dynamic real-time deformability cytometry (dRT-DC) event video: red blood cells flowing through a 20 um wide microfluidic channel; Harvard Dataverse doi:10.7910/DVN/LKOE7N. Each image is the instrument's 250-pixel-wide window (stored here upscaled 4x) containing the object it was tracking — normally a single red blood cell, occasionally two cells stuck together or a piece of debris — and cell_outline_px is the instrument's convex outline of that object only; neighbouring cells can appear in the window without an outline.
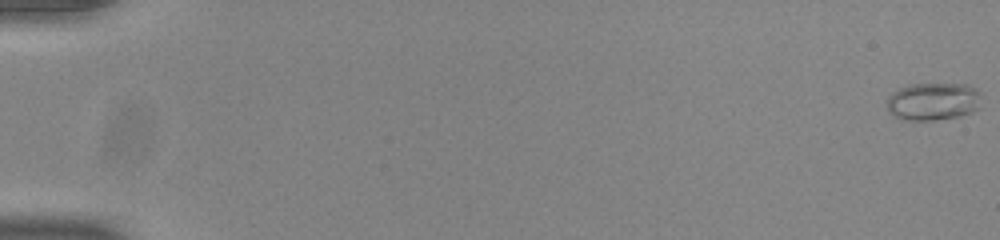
{"species": "common noctule bat (a hibernating species)", "species_latin": "Nyctalus noctula", "temperature_condition": "room temperature", "stored_images_in_passage": 55, "camera_frame_rate_fps": 3000, "um_per_image_px": 0.085, "animal": {"sex": "male", "body_mass_g": 20.0, "forearm_length_mm": 53.3}, "frame": {"image": 1, "passage_image": 1, "time_ms": 0.0, "image_size_px": [1000, 240], "cell_outline_px": [[980, 108], [972, 112], [960, 116], [932, 120], [908, 120], [892, 116], [888, 112], [888, 96], [892, 92], [900, 88], [912, 84], [968, 84], [976, 88], [980, 92]], "centroid_in_image_um": [79.34, 8.62], "position_along_channel_um": 5.7, "area_um2": 20.92}}
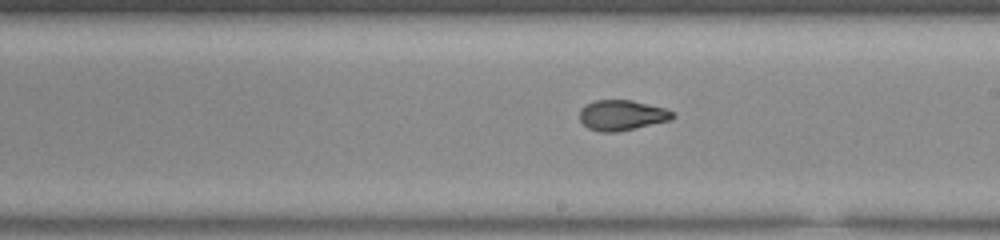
{"frame": {"image": 2, "passage_image": 33, "time_ms": 10.667, "image_size_px": [1000, 240], "cell_outline_px": [[676, 116], [672, 120], [616, 132], [600, 132], [588, 128], [580, 120], [580, 108], [584, 104], [592, 100], [632, 100], [664, 108], [672, 112]], "centroid_in_image_um": [52.84, 9.79], "position_along_channel_um": 236.2, "area_um2": 16.53}}
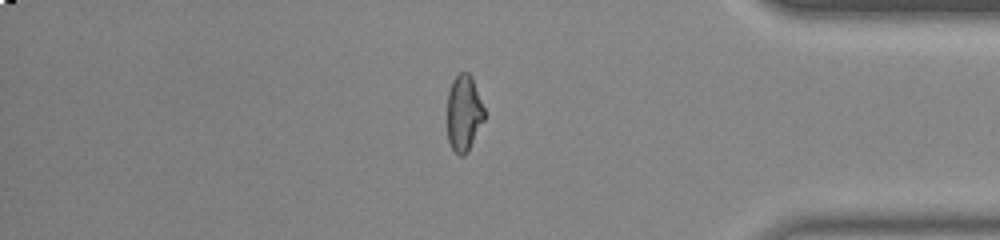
{"frame": {"image": 3, "passage_image": 47, "time_ms": 15.333, "image_size_px": [1000, 240], "cell_outline_px": [[484, 120], [468, 152], [464, 156], [460, 156], [452, 148], [448, 140], [448, 92], [452, 80], [460, 72], [468, 72], [472, 76], [484, 108]], "centroid_in_image_um": [39.43, 9.61], "position_along_channel_um": 395.8, "area_um2": 16.47}, "authors_computed_cell_mechanics": {"area_um2": 17.2244, "velocity_mm_per_s": 3.9126, "shape_relaxation_time_tau1_ms": 8.5099, "shape_relaxation_time_tau2_ms": 1.7284, "deformation_change_tau1": 0.281, "deformation_change_tau2": 0.0748}}